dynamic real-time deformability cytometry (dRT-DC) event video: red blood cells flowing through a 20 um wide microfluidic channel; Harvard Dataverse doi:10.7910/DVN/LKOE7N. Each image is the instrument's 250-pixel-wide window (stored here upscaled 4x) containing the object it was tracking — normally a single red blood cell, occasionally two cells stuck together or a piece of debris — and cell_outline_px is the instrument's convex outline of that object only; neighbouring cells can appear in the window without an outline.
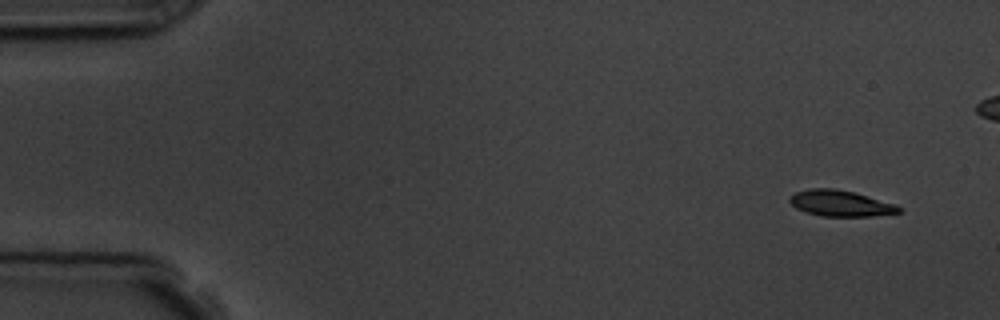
{"species": "common noctule bat (a hibernating species)", "species_latin": "Nyctalus noctula", "temperature_condition": "room temperature", "stored_images_in_passage": 6, "camera_frame_rate_fps": 3000, "um_per_image_px": 0.085, "animal": {"sex": "male", "body_mass_g": 19.5, "forearm_length_mm": 54.6}, "frame": {"image": 1, "passage_image": 1, "time_ms": 0.0, "image_size_px": [1000, 320], "cell_outline_px": [[900, 212], [872, 216], [824, 216], [808, 212], [796, 208], [788, 200], [796, 192], [808, 188], [836, 188], [852, 192], [896, 204], [900, 208]], "centroid_in_image_um": [71.43, 17.27], "position_along_channel_um": 13.6, "area_um2": 16.24}}
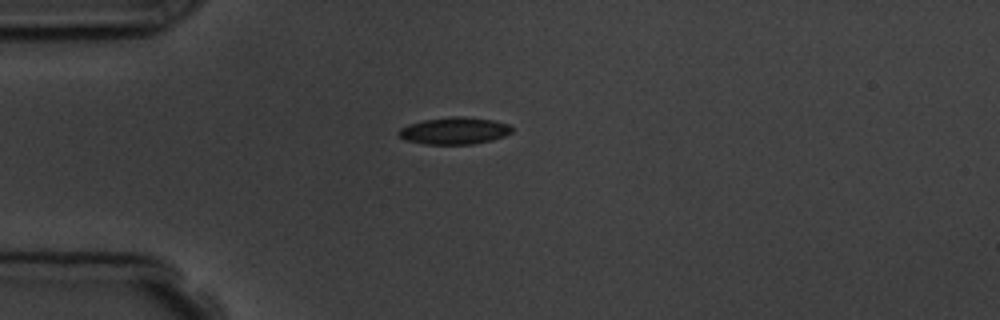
{"frame": {"image": 2, "passage_image": 6, "time_ms": 6.333, "image_size_px": [1000, 320], "cell_outline_px": [[512, 132], [504, 136], [492, 140], [472, 144], [424, 144], [404, 140], [396, 132], [400, 128], [408, 124], [424, 120], [452, 116], [464, 116], [492, 120], [508, 124], [512, 128]], "centroid_in_image_um": [38.59, 11.11], "position_along_channel_um": 46.4, "area_um2": 17.86}}